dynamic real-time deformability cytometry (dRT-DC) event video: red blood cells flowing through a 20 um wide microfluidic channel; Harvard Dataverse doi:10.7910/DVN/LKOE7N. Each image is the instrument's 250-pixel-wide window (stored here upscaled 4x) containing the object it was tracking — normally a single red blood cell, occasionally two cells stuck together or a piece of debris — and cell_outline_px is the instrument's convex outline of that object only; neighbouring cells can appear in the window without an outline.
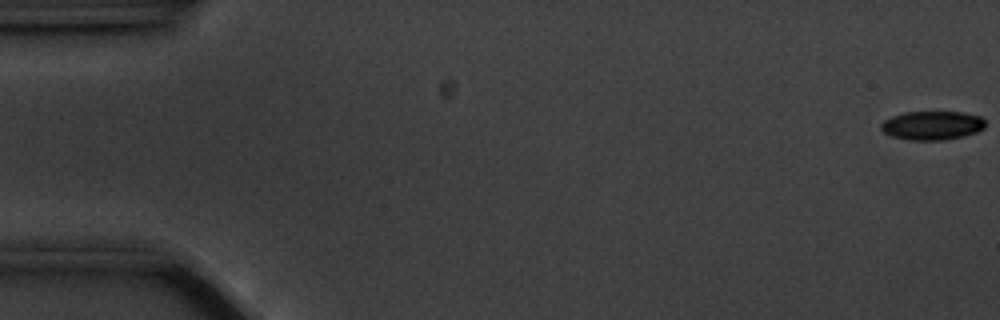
{"species": "common noctule bat (a hibernating species)", "species_latin": "Nyctalus noctula", "temperature_condition": "cold", "stored_images_in_passage": 11, "camera_frame_rate_fps": 3000, "um_per_image_px": 0.085, "animal": {"sex": "male", "body_mass_g": 20.1, "forearm_length_mm": 53.5}, "frame": {"image": 1, "passage_image": 1, "time_ms": 0.0, "image_size_px": [1000, 320], "cell_outline_px": [[984, 128], [976, 132], [964, 136], [944, 140], [908, 140], [892, 136], [884, 132], [880, 128], [880, 124], [884, 120], [892, 116], [904, 112], [964, 112], [980, 116], [984, 120]], "centroid_in_image_um": [79.22, 10.66], "position_along_channel_um": 5.8, "area_um2": 17.57}}